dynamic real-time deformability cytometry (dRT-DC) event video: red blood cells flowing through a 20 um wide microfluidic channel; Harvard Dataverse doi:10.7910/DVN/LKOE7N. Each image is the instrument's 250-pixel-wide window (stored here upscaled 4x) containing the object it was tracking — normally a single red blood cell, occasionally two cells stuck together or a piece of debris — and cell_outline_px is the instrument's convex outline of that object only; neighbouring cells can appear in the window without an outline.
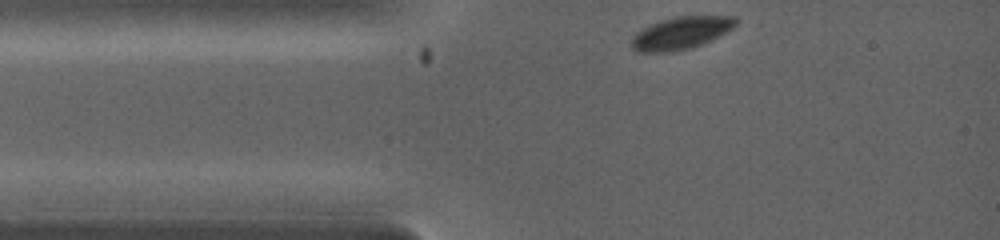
{"species": "common noctule bat (a hibernating species)", "species_latin": "Nyctalus noctula", "temperature_condition": "warm", "stored_images_in_passage": 2, "camera_frame_rate_fps": 5000, "um_per_image_px": 0.085, "animal": {"sex": "female", "body_mass_g": 19.0, "forearm_length_mm": 53.3}, "frame": {"image": 1, "passage_image": 1, "time_ms": 0.0, "image_size_px": [1000, 240], "cell_outline_px": [[736, 24], [732, 28], [692, 48], [672, 52], [636, 52], [632, 48], [632, 36], [636, 32], [648, 24], [660, 20], [676, 16], [736, 16]], "centroid_in_image_um": [57.81, 2.8], "position_along_channel_um": 27.2, "area_um2": 19.59}}